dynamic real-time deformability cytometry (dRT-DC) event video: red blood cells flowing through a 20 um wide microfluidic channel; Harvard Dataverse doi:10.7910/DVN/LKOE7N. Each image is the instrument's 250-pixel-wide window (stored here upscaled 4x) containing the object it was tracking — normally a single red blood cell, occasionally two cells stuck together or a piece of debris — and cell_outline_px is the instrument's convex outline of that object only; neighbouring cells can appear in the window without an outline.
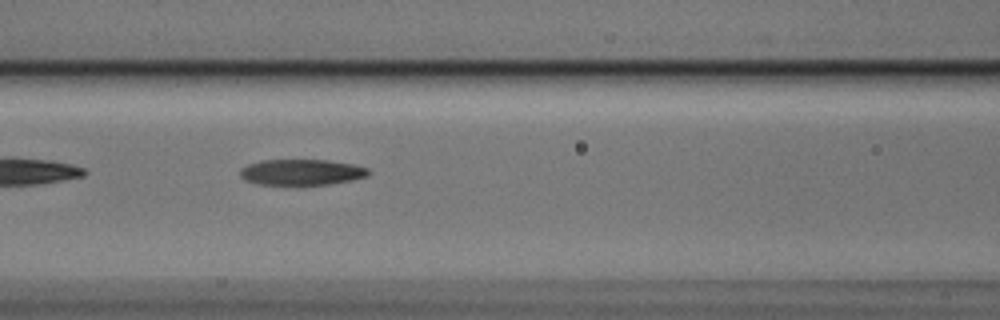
{"species": "Egyptian fruit bat (a non-hibernating species)", "species_latin": "Rousettus aegyptiacus", "temperature_condition": "cold", "stored_images_in_passage": 3, "camera_frame_rate_fps": 3000, "um_per_image_px": 0.085, "animal": {"sex": "male"}, "frame": {"image": 1, "passage_image": 3, "time_ms": 0.667, "image_size_px": [1000, 320], "cell_outline_px": [[372, 172], [368, 176], [352, 180], [328, 184], [256, 184], [244, 180], [240, 176], [240, 168], [248, 164], [260, 160], [328, 160], [352, 164], [368, 168]], "centroid_in_image_um": [25.63, 14.63], "position_along_channel_um": 141.0, "area_um2": 19.36}}